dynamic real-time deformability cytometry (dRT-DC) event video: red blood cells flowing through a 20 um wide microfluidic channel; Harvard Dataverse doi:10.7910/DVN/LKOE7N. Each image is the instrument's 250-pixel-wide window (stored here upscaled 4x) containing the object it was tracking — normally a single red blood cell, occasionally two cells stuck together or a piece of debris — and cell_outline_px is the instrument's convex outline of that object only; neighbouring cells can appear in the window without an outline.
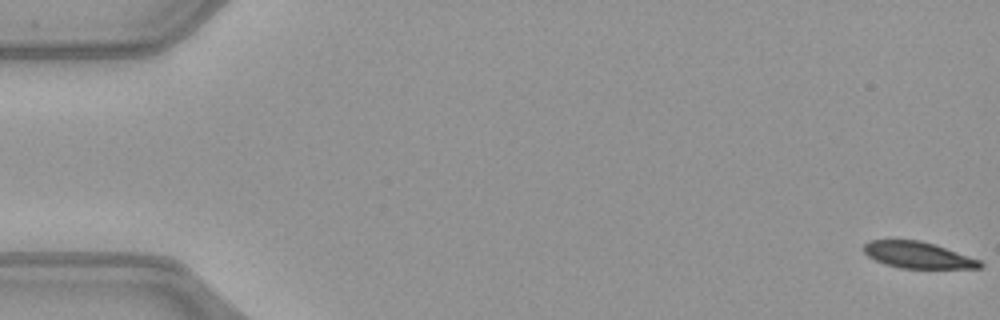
{"species": "common noctule bat (a hibernating species)", "species_latin": "Nyctalus noctula", "temperature_condition": "warm", "stored_images_in_passage": 36, "camera_frame_rate_fps": 3000, "um_per_image_px": 0.085, "animal": {"sex": "female", "body_mass_g": 21.9}, "frame": {"image": 1, "passage_image": 1, "time_ms": 0.0, "image_size_px": [1000, 320], "cell_outline_px": [[984, 264], [980, 268], [900, 268], [876, 260], [868, 256], [860, 248], [868, 240], [920, 240], [936, 244], [980, 260]], "centroid_in_image_um": [78.01, 21.66], "position_along_channel_um": 7.0, "area_um2": 17.92}}
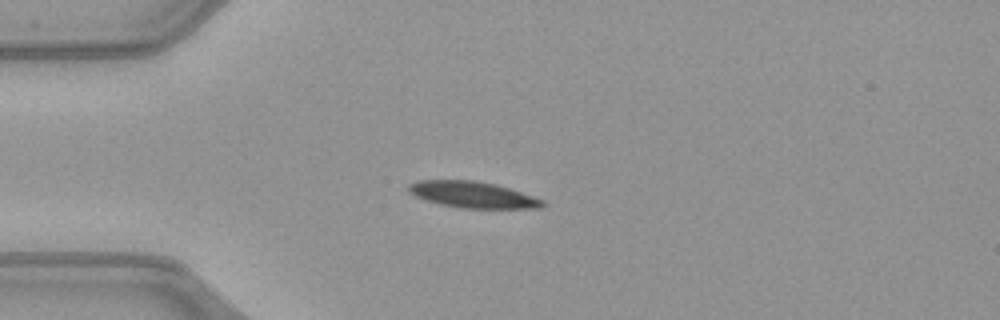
{"frame": {"image": 2, "passage_image": 14, "time_ms": 4.333, "image_size_px": [1000, 320], "cell_outline_px": [[548, 204], [540, 208], [460, 208], [440, 204], [424, 200], [408, 192], [408, 184], [416, 180], [476, 180], [496, 184], [544, 200]], "centroid_in_image_um": [40.16, 16.54], "position_along_channel_um": 44.8, "area_um2": 20.63}}